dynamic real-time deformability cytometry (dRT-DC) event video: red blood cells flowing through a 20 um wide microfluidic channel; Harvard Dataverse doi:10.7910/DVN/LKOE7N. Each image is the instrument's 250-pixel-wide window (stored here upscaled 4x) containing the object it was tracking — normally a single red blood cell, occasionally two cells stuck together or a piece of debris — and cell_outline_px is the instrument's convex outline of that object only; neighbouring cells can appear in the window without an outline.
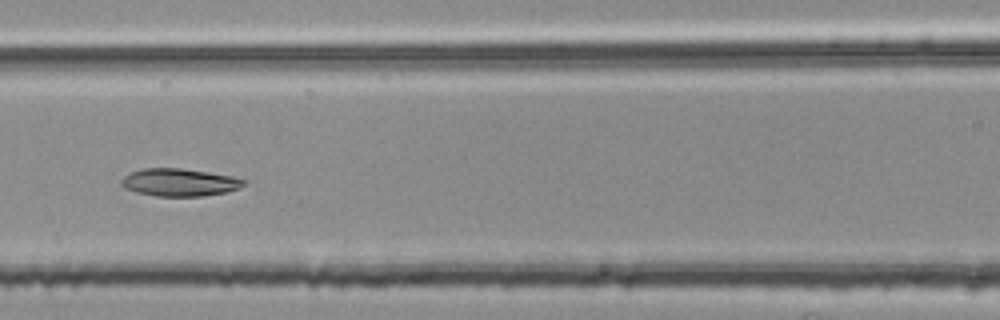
{"species": "common noctule bat (a hibernating species)", "species_latin": "Nyctalus noctula", "temperature_condition": "room temperature", "stored_images_in_passage": 7, "camera_frame_rate_fps": 3000, "um_per_image_px": 0.085, "animal": {"sex": "female", "body_mass_g": 25.1}, "frame": {"image": 1, "passage_image": 5, "time_ms": 1.333, "image_size_px": [1000, 320], "cell_outline_px": [[248, 180], [240, 188], [228, 192], [204, 196], [156, 196], [136, 192], [124, 188], [120, 184], [120, 180], [124, 176], [132, 172], [144, 168], [180, 168], [208, 172], [232, 176]], "centroid_in_image_um": [15.27, 15.5], "position_along_channel_um": 151.3, "area_um2": 19.83}}
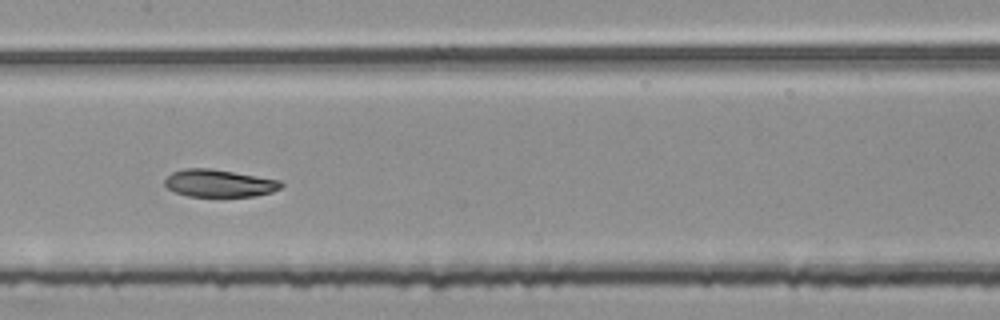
{"frame": {"image": 2, "passage_image": 6, "time_ms": 1.667, "image_size_px": [1000, 320], "cell_outline_px": [[284, 184], [280, 188], [272, 192], [256, 196], [188, 196], [176, 192], [168, 188], [164, 184], [164, 180], [172, 172], [184, 168], [208, 168], [280, 180]], "centroid_in_image_um": [18.62, 15.58], "position_along_channel_um": 188.8, "area_um2": 18.44}}
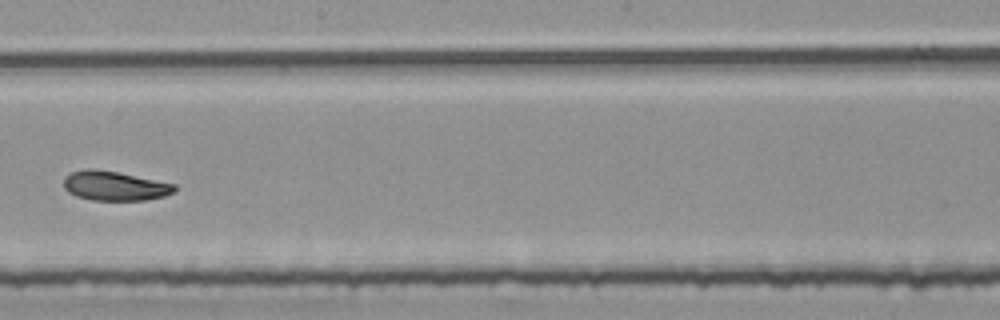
{"frame": {"image": 3, "passage_image": 7, "time_ms": 2.0, "image_size_px": [1000, 320], "cell_outline_px": [[176, 188], [172, 192], [164, 196], [144, 200], [92, 200], [76, 196], [68, 192], [64, 188], [64, 176], [72, 172], [84, 168], [92, 168], [116, 172], [176, 184]], "centroid_in_image_um": [9.7, 15.79], "position_along_channel_um": 238.5, "area_um2": 18.9}}